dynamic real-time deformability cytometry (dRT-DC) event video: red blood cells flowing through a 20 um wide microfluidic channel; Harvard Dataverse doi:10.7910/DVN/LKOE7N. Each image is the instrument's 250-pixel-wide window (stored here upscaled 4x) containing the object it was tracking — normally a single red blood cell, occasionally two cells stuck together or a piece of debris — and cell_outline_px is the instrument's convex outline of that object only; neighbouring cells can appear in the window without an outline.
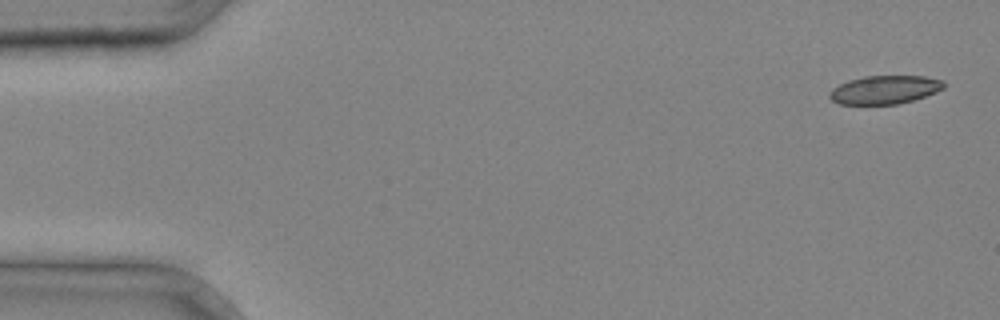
{"species": "common noctule bat (a hibernating species)", "species_latin": "Nyctalus noctula", "temperature_condition": "cold", "stored_images_in_passage": 5, "segment_of_instrument_passage": [2, 2], "camera_frame_rate_fps": 3000, "um_per_image_px": 0.085, "animal": {"sex": "male", "body_mass_g": 20.4}, "frame": {"image": 1, "passage_image": 5, "time_ms": 1.333, "image_size_px": [1000, 320], "cell_outline_px": [[944, 88], [936, 92], [900, 104], [840, 104], [832, 100], [828, 96], [828, 92], [832, 88], [848, 80], [864, 76], [924, 76], [944, 80]], "centroid_in_image_um": [75.18, 7.62], "position_along_channel_um": 9.8, "area_um2": 18.96}}